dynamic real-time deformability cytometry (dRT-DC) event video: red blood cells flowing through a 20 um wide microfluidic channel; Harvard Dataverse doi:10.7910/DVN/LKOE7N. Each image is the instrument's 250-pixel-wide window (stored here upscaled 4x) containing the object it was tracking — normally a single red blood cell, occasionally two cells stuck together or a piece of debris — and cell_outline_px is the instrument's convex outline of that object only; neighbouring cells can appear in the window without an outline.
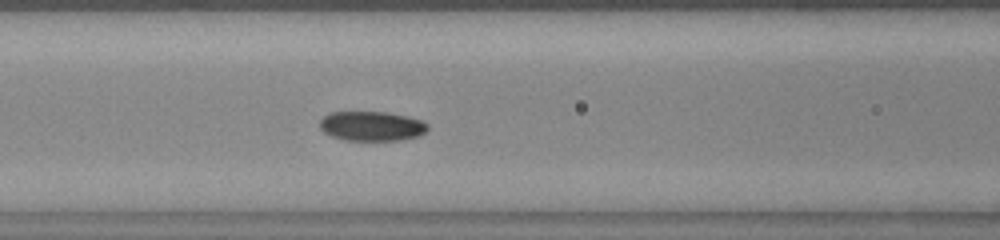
{"species": "common noctule bat (a hibernating species)", "species_latin": "Nyctalus noctula", "temperature_condition": "warm", "stored_images_in_passage": 38, "camera_frame_rate_fps": 3000, "um_per_image_px": 0.085, "animal": {"sex": "female", "body_mass_g": 23.0, "forearm_length_mm": 53.4}, "frame": {"image": 1, "passage_image": 22, "time_ms": 7.0, "image_size_px": [1000, 240], "cell_outline_px": [[428, 128], [420, 136], [400, 140], [344, 140], [332, 136], [324, 132], [320, 128], [320, 120], [328, 112], [388, 112], [408, 116], [420, 120], [428, 124]], "centroid_in_image_um": [31.59, 10.71], "position_along_channel_um": 135.0, "area_um2": 18.67}}
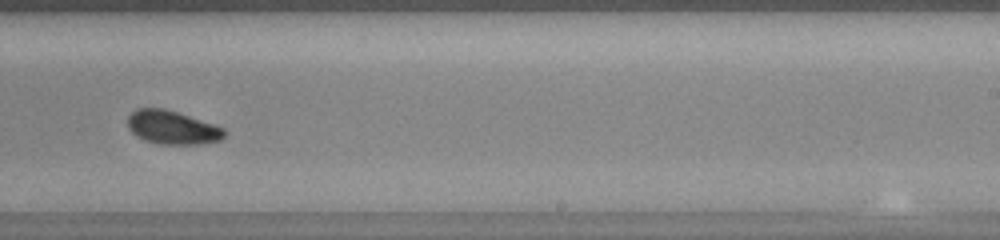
{"frame": {"image": 2, "passage_image": 33, "time_ms": 10.667, "image_size_px": [1000, 240], "cell_outline_px": [[224, 136], [220, 140], [200, 144], [156, 144], [144, 140], [136, 136], [128, 128], [128, 116], [136, 108], [164, 108], [224, 128]], "centroid_in_image_um": [14.59, 10.84], "position_along_channel_um": 274.4, "area_um2": 18.73}}